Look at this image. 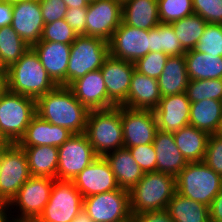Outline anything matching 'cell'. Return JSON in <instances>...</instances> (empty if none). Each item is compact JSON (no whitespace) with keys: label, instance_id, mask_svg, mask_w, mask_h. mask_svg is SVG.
I'll return each mask as SVG.
<instances>
[{"label":"cell","instance_id":"cell-1","mask_svg":"<svg viewBox=\"0 0 222 222\" xmlns=\"http://www.w3.org/2000/svg\"><path fill=\"white\" fill-rule=\"evenodd\" d=\"M36 114L73 134H81L85 133L89 110L77 100L68 86L59 85L36 99Z\"/></svg>","mask_w":222,"mask_h":222},{"label":"cell","instance_id":"cell-2","mask_svg":"<svg viewBox=\"0 0 222 222\" xmlns=\"http://www.w3.org/2000/svg\"><path fill=\"white\" fill-rule=\"evenodd\" d=\"M57 86L32 47L6 72L8 90L34 99L52 91Z\"/></svg>","mask_w":222,"mask_h":222},{"label":"cell","instance_id":"cell-3","mask_svg":"<svg viewBox=\"0 0 222 222\" xmlns=\"http://www.w3.org/2000/svg\"><path fill=\"white\" fill-rule=\"evenodd\" d=\"M176 193V177L162 172L145 173L129 191L131 215L167 208Z\"/></svg>","mask_w":222,"mask_h":222},{"label":"cell","instance_id":"cell-4","mask_svg":"<svg viewBox=\"0 0 222 222\" xmlns=\"http://www.w3.org/2000/svg\"><path fill=\"white\" fill-rule=\"evenodd\" d=\"M35 115L36 99L6 88L0 95V139L17 143Z\"/></svg>","mask_w":222,"mask_h":222},{"label":"cell","instance_id":"cell-5","mask_svg":"<svg viewBox=\"0 0 222 222\" xmlns=\"http://www.w3.org/2000/svg\"><path fill=\"white\" fill-rule=\"evenodd\" d=\"M85 134L98 156L124 147L121 106L90 110Z\"/></svg>","mask_w":222,"mask_h":222},{"label":"cell","instance_id":"cell-6","mask_svg":"<svg viewBox=\"0 0 222 222\" xmlns=\"http://www.w3.org/2000/svg\"><path fill=\"white\" fill-rule=\"evenodd\" d=\"M222 189V176L204 162L188 163L176 176V192L210 206Z\"/></svg>","mask_w":222,"mask_h":222},{"label":"cell","instance_id":"cell-7","mask_svg":"<svg viewBox=\"0 0 222 222\" xmlns=\"http://www.w3.org/2000/svg\"><path fill=\"white\" fill-rule=\"evenodd\" d=\"M109 56V44L102 38L77 35L71 44L67 86L88 72L99 70Z\"/></svg>","mask_w":222,"mask_h":222},{"label":"cell","instance_id":"cell-8","mask_svg":"<svg viewBox=\"0 0 222 222\" xmlns=\"http://www.w3.org/2000/svg\"><path fill=\"white\" fill-rule=\"evenodd\" d=\"M0 203H10L31 177L26 154L17 143H4L0 148Z\"/></svg>","mask_w":222,"mask_h":222},{"label":"cell","instance_id":"cell-9","mask_svg":"<svg viewBox=\"0 0 222 222\" xmlns=\"http://www.w3.org/2000/svg\"><path fill=\"white\" fill-rule=\"evenodd\" d=\"M54 180L49 177L31 176L9 203L10 209H14L16 206L15 211L10 212L13 213L12 218L37 220L49 201ZM14 212L18 214L14 216Z\"/></svg>","mask_w":222,"mask_h":222},{"label":"cell","instance_id":"cell-10","mask_svg":"<svg viewBox=\"0 0 222 222\" xmlns=\"http://www.w3.org/2000/svg\"><path fill=\"white\" fill-rule=\"evenodd\" d=\"M83 200L73 181L55 179L49 201L36 222H72L83 210Z\"/></svg>","mask_w":222,"mask_h":222},{"label":"cell","instance_id":"cell-11","mask_svg":"<svg viewBox=\"0 0 222 222\" xmlns=\"http://www.w3.org/2000/svg\"><path fill=\"white\" fill-rule=\"evenodd\" d=\"M98 157L85 133L73 134L63 145L58 147L56 179L73 181Z\"/></svg>","mask_w":222,"mask_h":222},{"label":"cell","instance_id":"cell-12","mask_svg":"<svg viewBox=\"0 0 222 222\" xmlns=\"http://www.w3.org/2000/svg\"><path fill=\"white\" fill-rule=\"evenodd\" d=\"M83 210L93 222H120L131 216L129 191L118 188L83 200Z\"/></svg>","mask_w":222,"mask_h":222},{"label":"cell","instance_id":"cell-13","mask_svg":"<svg viewBox=\"0 0 222 222\" xmlns=\"http://www.w3.org/2000/svg\"><path fill=\"white\" fill-rule=\"evenodd\" d=\"M108 44L109 55L134 63L150 52V30L135 28L121 22Z\"/></svg>","mask_w":222,"mask_h":222},{"label":"cell","instance_id":"cell-14","mask_svg":"<svg viewBox=\"0 0 222 222\" xmlns=\"http://www.w3.org/2000/svg\"><path fill=\"white\" fill-rule=\"evenodd\" d=\"M86 18V35L108 42L122 22V0L90 2Z\"/></svg>","mask_w":222,"mask_h":222},{"label":"cell","instance_id":"cell-15","mask_svg":"<svg viewBox=\"0 0 222 222\" xmlns=\"http://www.w3.org/2000/svg\"><path fill=\"white\" fill-rule=\"evenodd\" d=\"M124 147L152 144L158 130L154 111L121 106Z\"/></svg>","mask_w":222,"mask_h":222},{"label":"cell","instance_id":"cell-16","mask_svg":"<svg viewBox=\"0 0 222 222\" xmlns=\"http://www.w3.org/2000/svg\"><path fill=\"white\" fill-rule=\"evenodd\" d=\"M44 25L39 0L12 3L10 26L30 47L41 40Z\"/></svg>","mask_w":222,"mask_h":222},{"label":"cell","instance_id":"cell-17","mask_svg":"<svg viewBox=\"0 0 222 222\" xmlns=\"http://www.w3.org/2000/svg\"><path fill=\"white\" fill-rule=\"evenodd\" d=\"M73 183L83 198L119 188L114 173L103 156H99L81 171Z\"/></svg>","mask_w":222,"mask_h":222},{"label":"cell","instance_id":"cell-18","mask_svg":"<svg viewBox=\"0 0 222 222\" xmlns=\"http://www.w3.org/2000/svg\"><path fill=\"white\" fill-rule=\"evenodd\" d=\"M100 70L105 81L108 98L116 106H120L127 99L135 70L134 63L109 55Z\"/></svg>","mask_w":222,"mask_h":222},{"label":"cell","instance_id":"cell-19","mask_svg":"<svg viewBox=\"0 0 222 222\" xmlns=\"http://www.w3.org/2000/svg\"><path fill=\"white\" fill-rule=\"evenodd\" d=\"M77 100L90 110H104L116 107L108 98L101 70L88 72L68 86Z\"/></svg>","mask_w":222,"mask_h":222},{"label":"cell","instance_id":"cell-20","mask_svg":"<svg viewBox=\"0 0 222 222\" xmlns=\"http://www.w3.org/2000/svg\"><path fill=\"white\" fill-rule=\"evenodd\" d=\"M191 103L186 93L162 97L153 110L158 130L174 133L189 125Z\"/></svg>","mask_w":222,"mask_h":222},{"label":"cell","instance_id":"cell-21","mask_svg":"<svg viewBox=\"0 0 222 222\" xmlns=\"http://www.w3.org/2000/svg\"><path fill=\"white\" fill-rule=\"evenodd\" d=\"M32 48L51 79L59 86H67V66L71 44L39 41Z\"/></svg>","mask_w":222,"mask_h":222},{"label":"cell","instance_id":"cell-22","mask_svg":"<svg viewBox=\"0 0 222 222\" xmlns=\"http://www.w3.org/2000/svg\"><path fill=\"white\" fill-rule=\"evenodd\" d=\"M73 135L67 128L43 120L37 114L32 118L24 135L17 144L20 147L56 146L60 147Z\"/></svg>","mask_w":222,"mask_h":222},{"label":"cell","instance_id":"cell-23","mask_svg":"<svg viewBox=\"0 0 222 222\" xmlns=\"http://www.w3.org/2000/svg\"><path fill=\"white\" fill-rule=\"evenodd\" d=\"M153 146L156 152V171L176 177L188 164L176 146L173 133L157 130Z\"/></svg>","mask_w":222,"mask_h":222},{"label":"cell","instance_id":"cell-24","mask_svg":"<svg viewBox=\"0 0 222 222\" xmlns=\"http://www.w3.org/2000/svg\"><path fill=\"white\" fill-rule=\"evenodd\" d=\"M161 98L158 80L134 70L127 99L120 106L154 110Z\"/></svg>","mask_w":222,"mask_h":222},{"label":"cell","instance_id":"cell-25","mask_svg":"<svg viewBox=\"0 0 222 222\" xmlns=\"http://www.w3.org/2000/svg\"><path fill=\"white\" fill-rule=\"evenodd\" d=\"M103 157L109 163L119 188L130 191L145 174L128 148H119Z\"/></svg>","mask_w":222,"mask_h":222},{"label":"cell","instance_id":"cell-26","mask_svg":"<svg viewBox=\"0 0 222 222\" xmlns=\"http://www.w3.org/2000/svg\"><path fill=\"white\" fill-rule=\"evenodd\" d=\"M122 22L150 30L160 23L157 0H122Z\"/></svg>","mask_w":222,"mask_h":222},{"label":"cell","instance_id":"cell-27","mask_svg":"<svg viewBox=\"0 0 222 222\" xmlns=\"http://www.w3.org/2000/svg\"><path fill=\"white\" fill-rule=\"evenodd\" d=\"M157 80L161 97L185 93L189 78L184 54L169 56Z\"/></svg>","mask_w":222,"mask_h":222},{"label":"cell","instance_id":"cell-28","mask_svg":"<svg viewBox=\"0 0 222 222\" xmlns=\"http://www.w3.org/2000/svg\"><path fill=\"white\" fill-rule=\"evenodd\" d=\"M222 123V102L206 99L191 103L189 125L208 134H218Z\"/></svg>","mask_w":222,"mask_h":222},{"label":"cell","instance_id":"cell-29","mask_svg":"<svg viewBox=\"0 0 222 222\" xmlns=\"http://www.w3.org/2000/svg\"><path fill=\"white\" fill-rule=\"evenodd\" d=\"M173 136L188 163L204 161L209 138L207 132L188 125L174 132Z\"/></svg>","mask_w":222,"mask_h":222},{"label":"cell","instance_id":"cell-30","mask_svg":"<svg viewBox=\"0 0 222 222\" xmlns=\"http://www.w3.org/2000/svg\"><path fill=\"white\" fill-rule=\"evenodd\" d=\"M187 74L189 80L222 79V57L197 52L195 49L186 51Z\"/></svg>","mask_w":222,"mask_h":222},{"label":"cell","instance_id":"cell-31","mask_svg":"<svg viewBox=\"0 0 222 222\" xmlns=\"http://www.w3.org/2000/svg\"><path fill=\"white\" fill-rule=\"evenodd\" d=\"M31 176L56 179L58 167V147L32 146L22 147Z\"/></svg>","mask_w":222,"mask_h":222},{"label":"cell","instance_id":"cell-32","mask_svg":"<svg viewBox=\"0 0 222 222\" xmlns=\"http://www.w3.org/2000/svg\"><path fill=\"white\" fill-rule=\"evenodd\" d=\"M166 210L174 222H210L209 207L175 193Z\"/></svg>","mask_w":222,"mask_h":222},{"label":"cell","instance_id":"cell-33","mask_svg":"<svg viewBox=\"0 0 222 222\" xmlns=\"http://www.w3.org/2000/svg\"><path fill=\"white\" fill-rule=\"evenodd\" d=\"M182 48L193 50L203 35L207 22L199 15L193 14L171 23Z\"/></svg>","mask_w":222,"mask_h":222},{"label":"cell","instance_id":"cell-34","mask_svg":"<svg viewBox=\"0 0 222 222\" xmlns=\"http://www.w3.org/2000/svg\"><path fill=\"white\" fill-rule=\"evenodd\" d=\"M150 52H164L168 56L185 54L171 24L159 23L150 29Z\"/></svg>","mask_w":222,"mask_h":222},{"label":"cell","instance_id":"cell-35","mask_svg":"<svg viewBox=\"0 0 222 222\" xmlns=\"http://www.w3.org/2000/svg\"><path fill=\"white\" fill-rule=\"evenodd\" d=\"M30 46L9 26L0 27V59L6 69L16 63Z\"/></svg>","mask_w":222,"mask_h":222},{"label":"cell","instance_id":"cell-36","mask_svg":"<svg viewBox=\"0 0 222 222\" xmlns=\"http://www.w3.org/2000/svg\"><path fill=\"white\" fill-rule=\"evenodd\" d=\"M186 95L190 103L222 99V79L189 80Z\"/></svg>","mask_w":222,"mask_h":222},{"label":"cell","instance_id":"cell-37","mask_svg":"<svg viewBox=\"0 0 222 222\" xmlns=\"http://www.w3.org/2000/svg\"><path fill=\"white\" fill-rule=\"evenodd\" d=\"M160 23L174 21L193 15L192 0H157Z\"/></svg>","mask_w":222,"mask_h":222},{"label":"cell","instance_id":"cell-38","mask_svg":"<svg viewBox=\"0 0 222 222\" xmlns=\"http://www.w3.org/2000/svg\"><path fill=\"white\" fill-rule=\"evenodd\" d=\"M194 49L200 53L222 57V24L207 23Z\"/></svg>","mask_w":222,"mask_h":222},{"label":"cell","instance_id":"cell-39","mask_svg":"<svg viewBox=\"0 0 222 222\" xmlns=\"http://www.w3.org/2000/svg\"><path fill=\"white\" fill-rule=\"evenodd\" d=\"M76 37L77 34L67 24L65 19H61L44 25L40 41L72 44Z\"/></svg>","mask_w":222,"mask_h":222},{"label":"cell","instance_id":"cell-40","mask_svg":"<svg viewBox=\"0 0 222 222\" xmlns=\"http://www.w3.org/2000/svg\"><path fill=\"white\" fill-rule=\"evenodd\" d=\"M168 57L164 52H149L134 62L135 70L150 78L158 79L163 72Z\"/></svg>","mask_w":222,"mask_h":222},{"label":"cell","instance_id":"cell-41","mask_svg":"<svg viewBox=\"0 0 222 222\" xmlns=\"http://www.w3.org/2000/svg\"><path fill=\"white\" fill-rule=\"evenodd\" d=\"M193 12L207 23L222 24V0H192Z\"/></svg>","mask_w":222,"mask_h":222},{"label":"cell","instance_id":"cell-42","mask_svg":"<svg viewBox=\"0 0 222 222\" xmlns=\"http://www.w3.org/2000/svg\"><path fill=\"white\" fill-rule=\"evenodd\" d=\"M216 173L222 176V136L219 134H209L206 154L203 161Z\"/></svg>","mask_w":222,"mask_h":222},{"label":"cell","instance_id":"cell-43","mask_svg":"<svg viewBox=\"0 0 222 222\" xmlns=\"http://www.w3.org/2000/svg\"><path fill=\"white\" fill-rule=\"evenodd\" d=\"M134 160L144 173L156 171V152L152 144L128 148Z\"/></svg>","mask_w":222,"mask_h":222},{"label":"cell","instance_id":"cell-44","mask_svg":"<svg viewBox=\"0 0 222 222\" xmlns=\"http://www.w3.org/2000/svg\"><path fill=\"white\" fill-rule=\"evenodd\" d=\"M45 24L65 18L67 6L63 0H39Z\"/></svg>","mask_w":222,"mask_h":222},{"label":"cell","instance_id":"cell-45","mask_svg":"<svg viewBox=\"0 0 222 222\" xmlns=\"http://www.w3.org/2000/svg\"><path fill=\"white\" fill-rule=\"evenodd\" d=\"M87 8H67L65 21L77 35H86Z\"/></svg>","mask_w":222,"mask_h":222},{"label":"cell","instance_id":"cell-46","mask_svg":"<svg viewBox=\"0 0 222 222\" xmlns=\"http://www.w3.org/2000/svg\"><path fill=\"white\" fill-rule=\"evenodd\" d=\"M136 222H174L166 209L134 214Z\"/></svg>","mask_w":222,"mask_h":222},{"label":"cell","instance_id":"cell-47","mask_svg":"<svg viewBox=\"0 0 222 222\" xmlns=\"http://www.w3.org/2000/svg\"><path fill=\"white\" fill-rule=\"evenodd\" d=\"M210 222L222 221V189L209 206Z\"/></svg>","mask_w":222,"mask_h":222},{"label":"cell","instance_id":"cell-48","mask_svg":"<svg viewBox=\"0 0 222 222\" xmlns=\"http://www.w3.org/2000/svg\"><path fill=\"white\" fill-rule=\"evenodd\" d=\"M12 3L0 0V27L11 25Z\"/></svg>","mask_w":222,"mask_h":222},{"label":"cell","instance_id":"cell-49","mask_svg":"<svg viewBox=\"0 0 222 222\" xmlns=\"http://www.w3.org/2000/svg\"><path fill=\"white\" fill-rule=\"evenodd\" d=\"M10 211H11V209H10L8 203H0V222H10L11 221L12 214L9 213Z\"/></svg>","mask_w":222,"mask_h":222},{"label":"cell","instance_id":"cell-50","mask_svg":"<svg viewBox=\"0 0 222 222\" xmlns=\"http://www.w3.org/2000/svg\"><path fill=\"white\" fill-rule=\"evenodd\" d=\"M67 8H87L89 2L87 0H63Z\"/></svg>","mask_w":222,"mask_h":222},{"label":"cell","instance_id":"cell-51","mask_svg":"<svg viewBox=\"0 0 222 222\" xmlns=\"http://www.w3.org/2000/svg\"><path fill=\"white\" fill-rule=\"evenodd\" d=\"M72 222H93V220L84 210H81Z\"/></svg>","mask_w":222,"mask_h":222},{"label":"cell","instance_id":"cell-52","mask_svg":"<svg viewBox=\"0 0 222 222\" xmlns=\"http://www.w3.org/2000/svg\"><path fill=\"white\" fill-rule=\"evenodd\" d=\"M6 89V76H0V95Z\"/></svg>","mask_w":222,"mask_h":222},{"label":"cell","instance_id":"cell-53","mask_svg":"<svg viewBox=\"0 0 222 222\" xmlns=\"http://www.w3.org/2000/svg\"><path fill=\"white\" fill-rule=\"evenodd\" d=\"M6 72H7V69L4 67L0 59V76H6Z\"/></svg>","mask_w":222,"mask_h":222},{"label":"cell","instance_id":"cell-54","mask_svg":"<svg viewBox=\"0 0 222 222\" xmlns=\"http://www.w3.org/2000/svg\"><path fill=\"white\" fill-rule=\"evenodd\" d=\"M120 222H136L134 215L129 216L127 219Z\"/></svg>","mask_w":222,"mask_h":222},{"label":"cell","instance_id":"cell-55","mask_svg":"<svg viewBox=\"0 0 222 222\" xmlns=\"http://www.w3.org/2000/svg\"><path fill=\"white\" fill-rule=\"evenodd\" d=\"M10 222H36V220H17L12 218Z\"/></svg>","mask_w":222,"mask_h":222},{"label":"cell","instance_id":"cell-56","mask_svg":"<svg viewBox=\"0 0 222 222\" xmlns=\"http://www.w3.org/2000/svg\"><path fill=\"white\" fill-rule=\"evenodd\" d=\"M4 1L14 3V2H17V1H21V0H4Z\"/></svg>","mask_w":222,"mask_h":222},{"label":"cell","instance_id":"cell-57","mask_svg":"<svg viewBox=\"0 0 222 222\" xmlns=\"http://www.w3.org/2000/svg\"><path fill=\"white\" fill-rule=\"evenodd\" d=\"M218 134L222 136V123H221V127H220Z\"/></svg>","mask_w":222,"mask_h":222},{"label":"cell","instance_id":"cell-58","mask_svg":"<svg viewBox=\"0 0 222 222\" xmlns=\"http://www.w3.org/2000/svg\"><path fill=\"white\" fill-rule=\"evenodd\" d=\"M4 144V142L0 139V148Z\"/></svg>","mask_w":222,"mask_h":222}]
</instances>
